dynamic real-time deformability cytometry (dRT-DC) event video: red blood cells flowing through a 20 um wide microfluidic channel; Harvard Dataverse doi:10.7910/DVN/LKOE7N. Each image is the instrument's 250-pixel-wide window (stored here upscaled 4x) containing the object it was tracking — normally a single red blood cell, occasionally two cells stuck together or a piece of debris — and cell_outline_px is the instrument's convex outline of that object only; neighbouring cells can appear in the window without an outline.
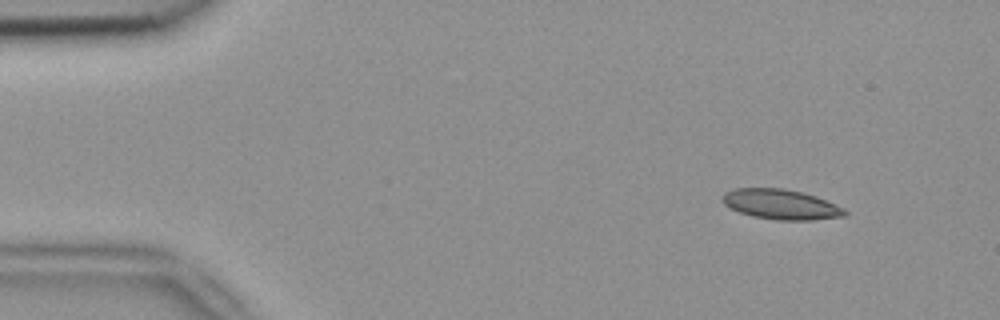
{"species": "common noctule bat (a hibernating species)", "species_latin": "Nyctalus noctula", "temperature_condition": "room temperature", "stored_images_in_passage": 3, "camera_frame_rate_fps": 3000, "um_per_image_px": 0.085, "animal": {"sex": "female", "body_mass_g": 18.4}, "frame": {"image": 1, "passage_image": 1, "time_ms": 0.0, "image_size_px": [1000, 320], "cell_outline_px": [[848, 212], [844, 216], [812, 220], [776, 220], [752, 216], [740, 212], [724, 204], [720, 200], [724, 192], [732, 188], [784, 188], [804, 192], [816, 196], [844, 208]], "centroid_in_image_um": [66.36, 17.36], "position_along_channel_um": 18.6, "area_um2": 21.56}}